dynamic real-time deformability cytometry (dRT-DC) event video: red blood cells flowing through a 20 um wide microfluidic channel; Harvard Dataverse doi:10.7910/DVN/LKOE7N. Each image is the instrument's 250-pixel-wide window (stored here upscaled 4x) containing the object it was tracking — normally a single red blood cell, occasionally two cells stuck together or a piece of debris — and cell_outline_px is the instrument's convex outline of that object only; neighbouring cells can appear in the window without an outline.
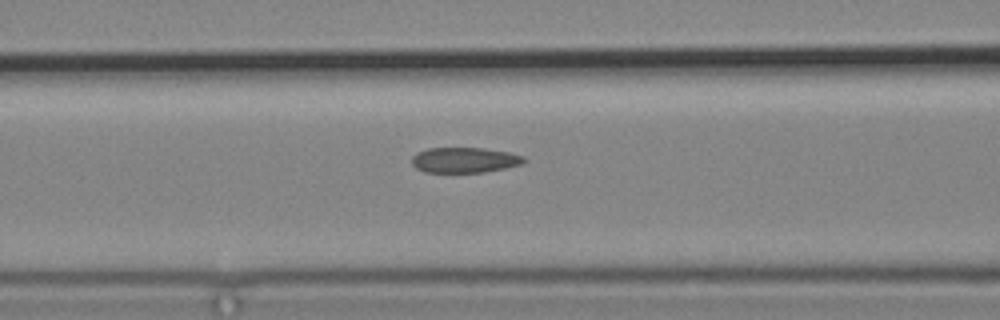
{"species": "common noctule bat (a hibernating species)", "species_latin": "Nyctalus noctula", "temperature_condition": "cold", "stored_images_in_passage": 6, "segment_of_instrument_passage": [1, 2], "camera_frame_rate_fps": 3000, "um_per_image_px": 0.085, "animal": {"sex": "male", "body_mass_g": 19.2, "forearm_length_mm": 51.8}, "frame": {"image": 1, "passage_image": 5, "time_ms": 5.667, "image_size_px": [1000, 320], "cell_outline_px": [[524, 160], [520, 164], [504, 168], [484, 172], [424, 172], [416, 168], [412, 164], [412, 156], [416, 152], [428, 148], [484, 148], [508, 152], [524, 156]], "centroid_in_image_um": [39.43, 13.6], "position_along_channel_um": 127.2, "area_um2": 16.47}}